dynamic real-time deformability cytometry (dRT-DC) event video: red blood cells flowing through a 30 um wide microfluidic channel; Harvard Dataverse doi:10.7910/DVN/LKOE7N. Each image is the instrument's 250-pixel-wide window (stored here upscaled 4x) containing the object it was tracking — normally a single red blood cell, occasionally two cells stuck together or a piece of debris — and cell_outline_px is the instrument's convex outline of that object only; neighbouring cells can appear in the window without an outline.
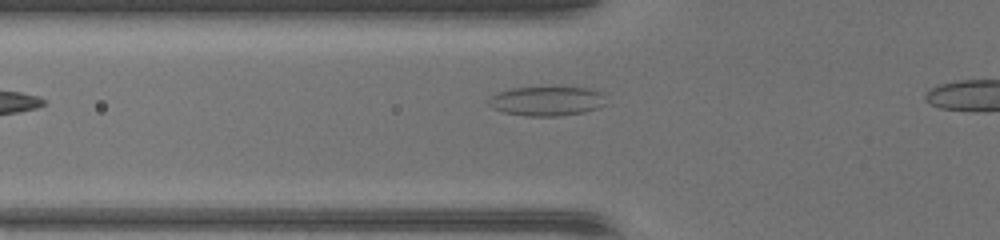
{"species": "common noctule bat (a hibernating species)", "species_latin": "Nyctalus noctula", "temperature_condition": "warm", "stored_images_in_passage": 28, "camera_frame_rate_fps": 3000, "um_per_image_px": 0.085, "animal": {"sex": "female", "body_mass_g": 17.0, "forearm_length_mm": 48.0}, "frame": {"image": 1, "passage_image": 3, "time_ms": 0.667, "image_size_px": [1000, 240], "cell_outline_px": [[604, 104], [596, 108], [584, 112], [556, 116], [528, 116], [504, 112], [488, 104], [488, 100], [492, 96], [500, 92], [512, 88], [556, 84], [588, 88], [600, 92]], "centroid_in_image_um": [46.47, 8.53], "position_along_channel_um": 79.3, "area_um2": 20.52}}
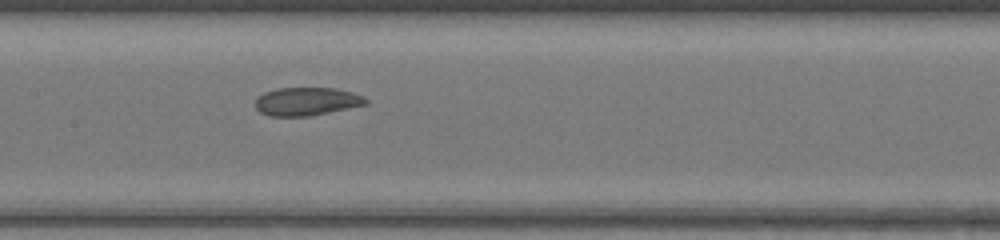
{"frame": {"image": 2, "passage_image": 10, "time_ms": 3.0, "image_size_px": [1000, 240], "cell_outline_px": [[368, 104], [308, 116], [272, 116], [260, 112], [256, 108], [256, 96], [264, 92], [276, 88], [336, 88], [352, 92], [368, 100]], "centroid_in_image_um": [26.03, 8.61], "position_along_channel_um": 181.4, "area_um2": 18.03}}
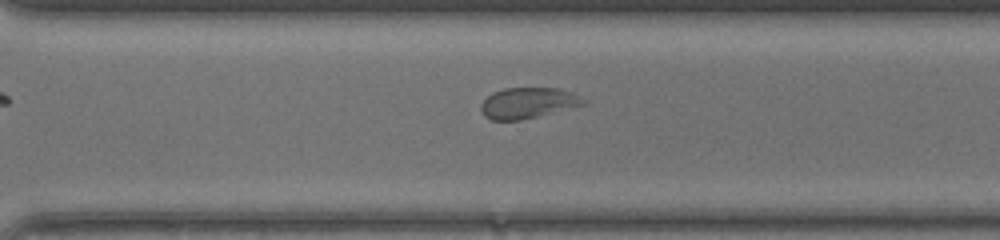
{"frame": {"image": 3, "passage_image": 20, "time_ms": 6.333, "image_size_px": [1000, 240], "cell_outline_px": [[588, 104], [520, 120], [492, 120], [484, 116], [480, 108], [480, 104], [492, 92], [504, 88], [556, 88], [580, 96], [588, 100]], "centroid_in_image_um": [44.87, 8.75], "position_along_channel_um": 325.7, "area_um2": 18.38}}